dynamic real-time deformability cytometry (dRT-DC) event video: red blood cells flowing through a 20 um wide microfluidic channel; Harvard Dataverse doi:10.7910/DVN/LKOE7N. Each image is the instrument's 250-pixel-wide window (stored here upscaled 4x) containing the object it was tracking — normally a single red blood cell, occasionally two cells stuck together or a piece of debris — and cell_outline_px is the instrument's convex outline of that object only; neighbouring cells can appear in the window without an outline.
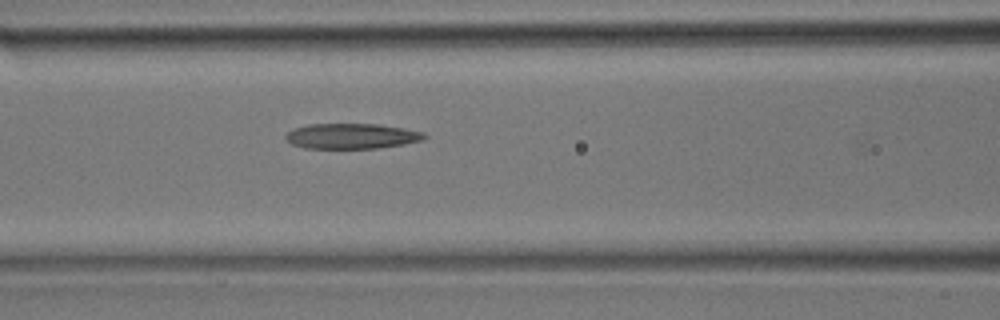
{"species": "common noctule bat (a hibernating species)", "species_latin": "Nyctalus noctula", "temperature_condition": "room temperature", "stored_images_in_passage": 22, "camera_frame_rate_fps": 3000, "um_per_image_px": 0.085, "animal": {"sex": "male", "body_mass_g": 17.9}, "frame": {"image": 1, "passage_image": 7, "time_ms": 2.0, "image_size_px": [1000, 320], "cell_outline_px": [[428, 136], [424, 140], [404, 144], [376, 148], [304, 148], [292, 144], [284, 136], [288, 132], [296, 128], [308, 124], [376, 124], [404, 128], [424, 132]], "centroid_in_image_um": [29.93, 11.57], "position_along_channel_um": 136.7, "area_um2": 20.4}}
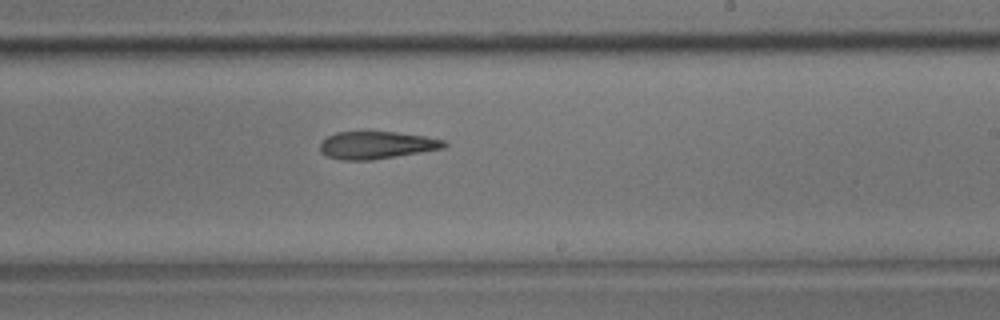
{"frame": {"image": 2, "passage_image": 13, "time_ms": 4.0, "image_size_px": [1000, 320], "cell_outline_px": [[448, 144], [444, 148], [372, 160], [340, 160], [328, 156], [320, 152], [320, 140], [336, 132], [396, 132], [424, 136], [444, 140]], "centroid_in_image_um": [31.98, 12.33], "position_along_channel_um": 257.0, "area_um2": 19.83}}